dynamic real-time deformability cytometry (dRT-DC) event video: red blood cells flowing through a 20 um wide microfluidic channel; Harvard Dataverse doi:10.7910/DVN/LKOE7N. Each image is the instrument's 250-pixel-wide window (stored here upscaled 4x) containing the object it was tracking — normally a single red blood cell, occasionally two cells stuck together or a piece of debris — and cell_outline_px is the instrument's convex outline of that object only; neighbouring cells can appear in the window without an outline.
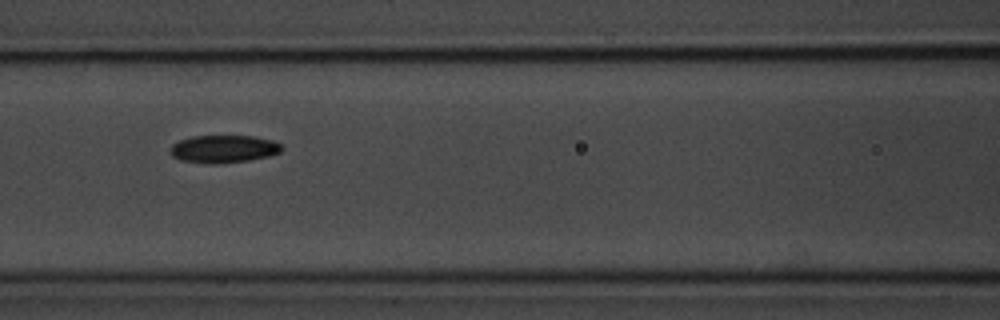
{"species": "common noctule bat (a hibernating species)", "species_latin": "Nyctalus noctula", "temperature_condition": "room temperature", "stored_images_in_passage": 9, "camera_frame_rate_fps": 3000, "um_per_image_px": 0.085, "animal": {"sex": "male", "body_mass_g": 20.1, "forearm_length_mm": 53.5}, "frame": {"image": 1, "passage_image": 7, "time_ms": 7.0, "image_size_px": [1000, 320], "cell_outline_px": [[284, 148], [280, 152], [268, 156], [248, 160], [216, 164], [208, 164], [180, 160], [172, 156], [168, 152], [172, 144], [180, 140], [192, 136], [256, 136], [272, 140], [280, 144]], "centroid_in_image_um": [18.98, 12.66], "position_along_channel_um": 147.6, "area_um2": 18.09}}
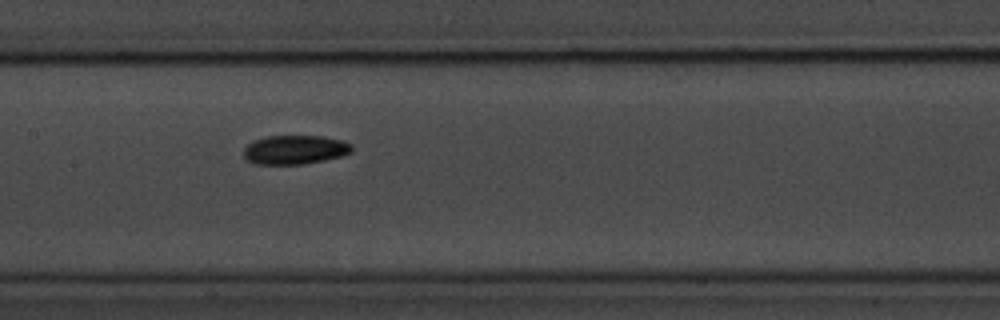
{"frame": {"image": 2, "passage_image": 8, "time_ms": 8.0, "image_size_px": [1000, 320], "cell_outline_px": [[352, 152], [340, 156], [324, 160], [304, 164], [252, 164], [244, 156], [244, 148], [252, 140], [268, 136], [324, 136], [340, 140], [352, 144]], "centroid_in_image_um": [25.05, 12.72], "position_along_channel_um": 182.4, "area_um2": 18.32}}
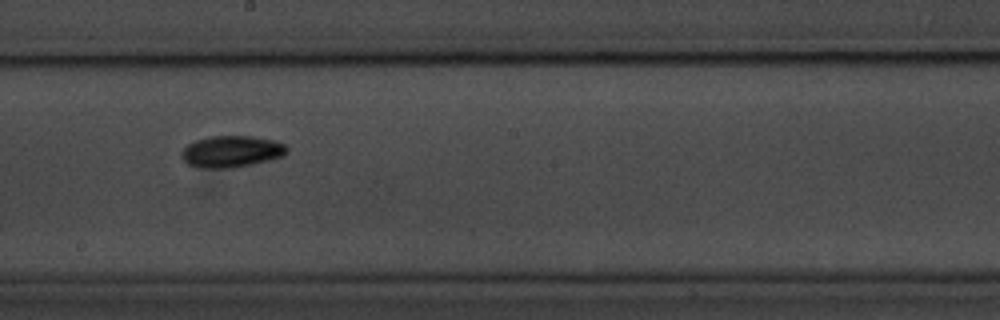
{"frame": {"image": 3, "passage_image": 9, "time_ms": 9.333, "image_size_px": [1000, 320], "cell_outline_px": [[288, 152], [284, 156], [272, 160], [232, 168], [200, 168], [188, 164], [180, 156], [180, 152], [188, 144], [196, 140], [212, 136], [252, 136], [276, 140], [284, 144], [288, 148]], "centroid_in_image_um": [19.7, 12.88], "position_along_channel_um": 228.5, "area_um2": 19.65}}